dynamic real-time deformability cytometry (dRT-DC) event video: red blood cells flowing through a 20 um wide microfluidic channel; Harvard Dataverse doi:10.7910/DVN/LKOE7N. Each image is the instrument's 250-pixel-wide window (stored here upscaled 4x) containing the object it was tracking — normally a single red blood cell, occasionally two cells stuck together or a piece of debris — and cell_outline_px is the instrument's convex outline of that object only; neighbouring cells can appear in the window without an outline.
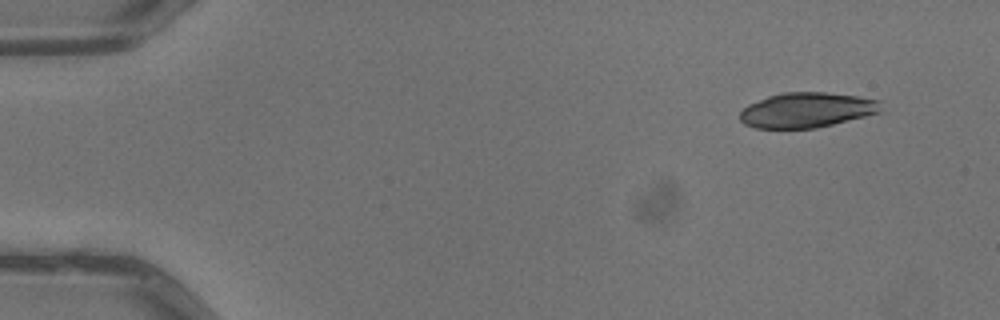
{"species": "common noctule bat (a hibernating species)", "species_latin": "Nyctalus noctula", "temperature_condition": "warm", "stored_images_in_passage": 3, "camera_frame_rate_fps": 3000, "um_per_image_px": 0.085, "animal": {"sex": "male", "body_mass_g": 13.3}, "frame": {"image": 1, "passage_image": 3, "time_ms": 0.667, "image_size_px": [1000, 320], "cell_outline_px": [[884, 112], [816, 128], [756, 128], [744, 124], [740, 120], [740, 112], [748, 104], [768, 96], [784, 92], [824, 92], [860, 96], [880, 100]], "centroid_in_image_um": [68.63, 9.35], "position_along_channel_um": 16.4, "area_um2": 29.07}}